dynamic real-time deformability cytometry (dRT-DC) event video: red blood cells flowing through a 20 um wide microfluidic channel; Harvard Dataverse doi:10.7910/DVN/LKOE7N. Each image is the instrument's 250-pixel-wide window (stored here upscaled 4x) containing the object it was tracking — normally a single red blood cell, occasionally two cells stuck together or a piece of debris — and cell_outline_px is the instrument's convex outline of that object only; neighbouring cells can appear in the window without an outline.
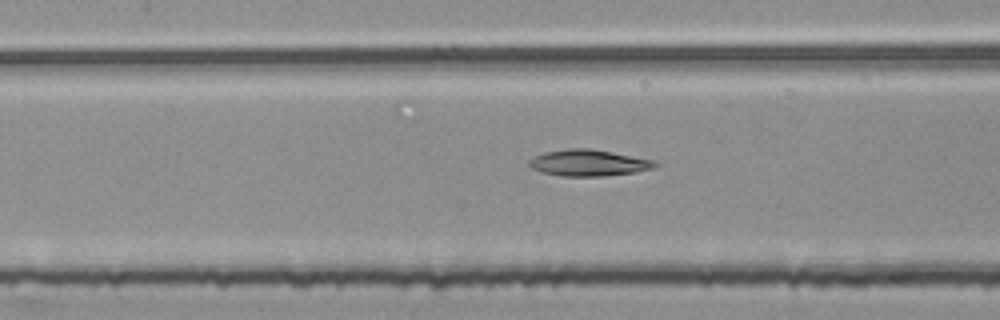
{"species": "common noctule bat (a hibernating species)", "species_latin": "Nyctalus noctula", "temperature_condition": "room temperature", "stored_images_in_passage": 55, "segment_of_instrument_passage": [2, 2], "camera_frame_rate_fps": 3000, "um_per_image_px": 0.085, "animal": {"sex": "female", "body_mass_g": 25.1}, "frame": {"image": 1, "passage_image": 25, "time_ms": 8.0, "image_size_px": [1000, 320], "cell_outline_px": [[660, 164], [652, 168], [636, 172], [604, 176], [564, 176], [540, 172], [532, 168], [528, 164], [528, 160], [544, 152], [568, 148], [592, 148], [656, 160]], "centroid_in_image_um": [50.05, 13.83], "position_along_channel_um": 157.3, "area_um2": 19.54}}
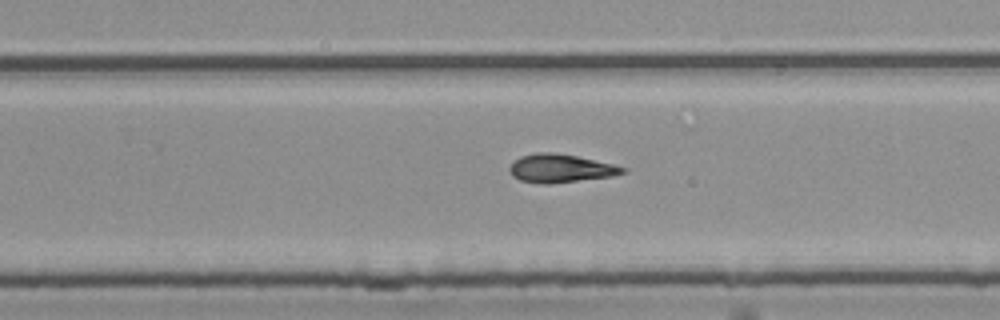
{"frame": {"image": 2, "passage_image": 35, "time_ms": 11.333, "image_size_px": [1000, 320], "cell_outline_px": [[628, 168], [624, 172], [612, 176], [544, 184], [520, 180], [512, 176], [508, 168], [520, 156], [536, 152], [556, 152], [576, 156], [612, 164]], "centroid_in_image_um": [47.61, 14.29], "position_along_channel_um": 282.2, "area_um2": 18.38}}
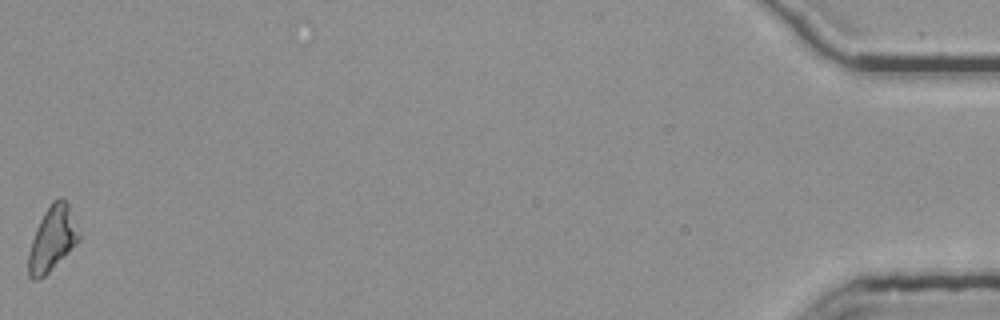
{"frame": {"image": 3, "passage_image": 55, "time_ms": 18.0, "image_size_px": [1000, 320], "cell_outline_px": [[80, 240], [44, 276], [36, 280], [32, 280], [28, 276], [28, 252], [36, 228], [44, 212], [52, 200], [60, 196], [68, 204], [80, 232]], "centroid_in_image_um": [4.44, 20.28], "position_along_channel_um": 430.8, "area_um2": 18.9}}